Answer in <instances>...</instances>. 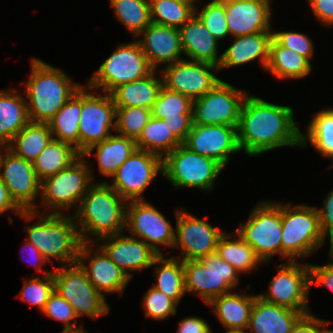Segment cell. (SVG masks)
Instances as JSON below:
<instances>
[{
	"mask_svg": "<svg viewBox=\"0 0 333 333\" xmlns=\"http://www.w3.org/2000/svg\"><path fill=\"white\" fill-rule=\"evenodd\" d=\"M87 160L81 155L69 167L41 181V203L47 206L41 213L46 214L49 209L47 214H68L66 211L72 206L77 211L82 197L94 184V173Z\"/></svg>",
	"mask_w": 333,
	"mask_h": 333,
	"instance_id": "6",
	"label": "cell"
},
{
	"mask_svg": "<svg viewBox=\"0 0 333 333\" xmlns=\"http://www.w3.org/2000/svg\"><path fill=\"white\" fill-rule=\"evenodd\" d=\"M281 203L282 258L297 261L315 253L325 242L316 207Z\"/></svg>",
	"mask_w": 333,
	"mask_h": 333,
	"instance_id": "5",
	"label": "cell"
},
{
	"mask_svg": "<svg viewBox=\"0 0 333 333\" xmlns=\"http://www.w3.org/2000/svg\"><path fill=\"white\" fill-rule=\"evenodd\" d=\"M231 37L272 32L271 0H221Z\"/></svg>",
	"mask_w": 333,
	"mask_h": 333,
	"instance_id": "22",
	"label": "cell"
},
{
	"mask_svg": "<svg viewBox=\"0 0 333 333\" xmlns=\"http://www.w3.org/2000/svg\"><path fill=\"white\" fill-rule=\"evenodd\" d=\"M0 177L11 199L22 211L38 212L36 198L41 196V180L35 173L32 162L8 149L0 165Z\"/></svg>",
	"mask_w": 333,
	"mask_h": 333,
	"instance_id": "18",
	"label": "cell"
},
{
	"mask_svg": "<svg viewBox=\"0 0 333 333\" xmlns=\"http://www.w3.org/2000/svg\"><path fill=\"white\" fill-rule=\"evenodd\" d=\"M99 240L103 241L99 246L130 278L134 275L133 271L152 267L154 260L159 256L141 239L126 236L122 232L102 237Z\"/></svg>",
	"mask_w": 333,
	"mask_h": 333,
	"instance_id": "23",
	"label": "cell"
},
{
	"mask_svg": "<svg viewBox=\"0 0 333 333\" xmlns=\"http://www.w3.org/2000/svg\"><path fill=\"white\" fill-rule=\"evenodd\" d=\"M141 35L144 36L139 38V43L153 70L160 64L165 67L183 60L178 28L150 23L138 37Z\"/></svg>",
	"mask_w": 333,
	"mask_h": 333,
	"instance_id": "24",
	"label": "cell"
},
{
	"mask_svg": "<svg viewBox=\"0 0 333 333\" xmlns=\"http://www.w3.org/2000/svg\"><path fill=\"white\" fill-rule=\"evenodd\" d=\"M23 288L19 292V297L31 306H37L40 311L55 290L53 271L51 274L29 278L24 281Z\"/></svg>",
	"mask_w": 333,
	"mask_h": 333,
	"instance_id": "44",
	"label": "cell"
},
{
	"mask_svg": "<svg viewBox=\"0 0 333 333\" xmlns=\"http://www.w3.org/2000/svg\"><path fill=\"white\" fill-rule=\"evenodd\" d=\"M175 248H180L179 257L184 261L200 260L216 252L219 238L224 233L205 219H199L184 209L176 210Z\"/></svg>",
	"mask_w": 333,
	"mask_h": 333,
	"instance_id": "16",
	"label": "cell"
},
{
	"mask_svg": "<svg viewBox=\"0 0 333 333\" xmlns=\"http://www.w3.org/2000/svg\"><path fill=\"white\" fill-rule=\"evenodd\" d=\"M158 173L163 174V158L136 149L112 176L113 183L108 184L127 202L140 201L144 200L142 194Z\"/></svg>",
	"mask_w": 333,
	"mask_h": 333,
	"instance_id": "15",
	"label": "cell"
},
{
	"mask_svg": "<svg viewBox=\"0 0 333 333\" xmlns=\"http://www.w3.org/2000/svg\"><path fill=\"white\" fill-rule=\"evenodd\" d=\"M265 70L277 79H301L311 73L312 65L306 57L281 46L272 37L269 45V60Z\"/></svg>",
	"mask_w": 333,
	"mask_h": 333,
	"instance_id": "32",
	"label": "cell"
},
{
	"mask_svg": "<svg viewBox=\"0 0 333 333\" xmlns=\"http://www.w3.org/2000/svg\"><path fill=\"white\" fill-rule=\"evenodd\" d=\"M26 97L13 88L0 91V141L10 143L30 121Z\"/></svg>",
	"mask_w": 333,
	"mask_h": 333,
	"instance_id": "31",
	"label": "cell"
},
{
	"mask_svg": "<svg viewBox=\"0 0 333 333\" xmlns=\"http://www.w3.org/2000/svg\"><path fill=\"white\" fill-rule=\"evenodd\" d=\"M256 295L228 293L212 299L207 305L213 307V313L226 329H244L248 327L251 310Z\"/></svg>",
	"mask_w": 333,
	"mask_h": 333,
	"instance_id": "29",
	"label": "cell"
},
{
	"mask_svg": "<svg viewBox=\"0 0 333 333\" xmlns=\"http://www.w3.org/2000/svg\"><path fill=\"white\" fill-rule=\"evenodd\" d=\"M181 2H184L186 4H189L191 7H193L194 9L198 8L194 3H196V1L198 0H178Z\"/></svg>",
	"mask_w": 333,
	"mask_h": 333,
	"instance_id": "59",
	"label": "cell"
},
{
	"mask_svg": "<svg viewBox=\"0 0 333 333\" xmlns=\"http://www.w3.org/2000/svg\"><path fill=\"white\" fill-rule=\"evenodd\" d=\"M330 263L326 265L308 264L310 271V287L314 284L326 286L333 292V254L329 253Z\"/></svg>",
	"mask_w": 333,
	"mask_h": 333,
	"instance_id": "49",
	"label": "cell"
},
{
	"mask_svg": "<svg viewBox=\"0 0 333 333\" xmlns=\"http://www.w3.org/2000/svg\"><path fill=\"white\" fill-rule=\"evenodd\" d=\"M176 333H213L208 322L197 316L186 317L179 322Z\"/></svg>",
	"mask_w": 333,
	"mask_h": 333,
	"instance_id": "54",
	"label": "cell"
},
{
	"mask_svg": "<svg viewBox=\"0 0 333 333\" xmlns=\"http://www.w3.org/2000/svg\"><path fill=\"white\" fill-rule=\"evenodd\" d=\"M126 229L141 239L157 254L163 255L159 245L173 247L175 230L159 210L146 200L129 201L126 207Z\"/></svg>",
	"mask_w": 333,
	"mask_h": 333,
	"instance_id": "17",
	"label": "cell"
},
{
	"mask_svg": "<svg viewBox=\"0 0 333 333\" xmlns=\"http://www.w3.org/2000/svg\"><path fill=\"white\" fill-rule=\"evenodd\" d=\"M80 156L73 145L52 139L32 163L35 173L42 181L69 167Z\"/></svg>",
	"mask_w": 333,
	"mask_h": 333,
	"instance_id": "35",
	"label": "cell"
},
{
	"mask_svg": "<svg viewBox=\"0 0 333 333\" xmlns=\"http://www.w3.org/2000/svg\"><path fill=\"white\" fill-rule=\"evenodd\" d=\"M315 17L322 25H333V0H308Z\"/></svg>",
	"mask_w": 333,
	"mask_h": 333,
	"instance_id": "52",
	"label": "cell"
},
{
	"mask_svg": "<svg viewBox=\"0 0 333 333\" xmlns=\"http://www.w3.org/2000/svg\"><path fill=\"white\" fill-rule=\"evenodd\" d=\"M174 136L183 143L191 130L193 121L189 117L163 118Z\"/></svg>",
	"mask_w": 333,
	"mask_h": 333,
	"instance_id": "53",
	"label": "cell"
},
{
	"mask_svg": "<svg viewBox=\"0 0 333 333\" xmlns=\"http://www.w3.org/2000/svg\"><path fill=\"white\" fill-rule=\"evenodd\" d=\"M62 333H88L83 329L76 330V331H62Z\"/></svg>",
	"mask_w": 333,
	"mask_h": 333,
	"instance_id": "60",
	"label": "cell"
},
{
	"mask_svg": "<svg viewBox=\"0 0 333 333\" xmlns=\"http://www.w3.org/2000/svg\"><path fill=\"white\" fill-rule=\"evenodd\" d=\"M151 23L182 27L195 13L189 4L178 0H149Z\"/></svg>",
	"mask_w": 333,
	"mask_h": 333,
	"instance_id": "41",
	"label": "cell"
},
{
	"mask_svg": "<svg viewBox=\"0 0 333 333\" xmlns=\"http://www.w3.org/2000/svg\"><path fill=\"white\" fill-rule=\"evenodd\" d=\"M331 322L316 318L311 313L303 315L292 327L290 333H323L325 324Z\"/></svg>",
	"mask_w": 333,
	"mask_h": 333,
	"instance_id": "51",
	"label": "cell"
},
{
	"mask_svg": "<svg viewBox=\"0 0 333 333\" xmlns=\"http://www.w3.org/2000/svg\"><path fill=\"white\" fill-rule=\"evenodd\" d=\"M272 37L284 47L297 52L298 54L306 57L311 61V57L314 54V46L312 39L306 34L296 31H279L272 32Z\"/></svg>",
	"mask_w": 333,
	"mask_h": 333,
	"instance_id": "48",
	"label": "cell"
},
{
	"mask_svg": "<svg viewBox=\"0 0 333 333\" xmlns=\"http://www.w3.org/2000/svg\"><path fill=\"white\" fill-rule=\"evenodd\" d=\"M53 135L48 123L29 122L9 143V150L26 161L33 162Z\"/></svg>",
	"mask_w": 333,
	"mask_h": 333,
	"instance_id": "37",
	"label": "cell"
},
{
	"mask_svg": "<svg viewBox=\"0 0 333 333\" xmlns=\"http://www.w3.org/2000/svg\"><path fill=\"white\" fill-rule=\"evenodd\" d=\"M193 110L194 100L163 85L150 112L152 117L159 119L189 117L193 121Z\"/></svg>",
	"mask_w": 333,
	"mask_h": 333,
	"instance_id": "42",
	"label": "cell"
},
{
	"mask_svg": "<svg viewBox=\"0 0 333 333\" xmlns=\"http://www.w3.org/2000/svg\"><path fill=\"white\" fill-rule=\"evenodd\" d=\"M182 144L192 152L217 161L223 168L231 154L240 152L237 126L192 124Z\"/></svg>",
	"mask_w": 333,
	"mask_h": 333,
	"instance_id": "21",
	"label": "cell"
},
{
	"mask_svg": "<svg viewBox=\"0 0 333 333\" xmlns=\"http://www.w3.org/2000/svg\"><path fill=\"white\" fill-rule=\"evenodd\" d=\"M115 16L137 39L151 23L149 0H110Z\"/></svg>",
	"mask_w": 333,
	"mask_h": 333,
	"instance_id": "40",
	"label": "cell"
},
{
	"mask_svg": "<svg viewBox=\"0 0 333 333\" xmlns=\"http://www.w3.org/2000/svg\"><path fill=\"white\" fill-rule=\"evenodd\" d=\"M53 278L55 290L69 302L78 318L86 315L96 319L110 312L106 297L94 288L78 262L57 266Z\"/></svg>",
	"mask_w": 333,
	"mask_h": 333,
	"instance_id": "11",
	"label": "cell"
},
{
	"mask_svg": "<svg viewBox=\"0 0 333 333\" xmlns=\"http://www.w3.org/2000/svg\"><path fill=\"white\" fill-rule=\"evenodd\" d=\"M142 305L144 311H146L145 317H151L155 320H164L170 315H175L178 306L173 299L154 287H151L147 293H145Z\"/></svg>",
	"mask_w": 333,
	"mask_h": 333,
	"instance_id": "47",
	"label": "cell"
},
{
	"mask_svg": "<svg viewBox=\"0 0 333 333\" xmlns=\"http://www.w3.org/2000/svg\"><path fill=\"white\" fill-rule=\"evenodd\" d=\"M160 265V266H158ZM156 284L152 287L173 299L177 304L186 294L184 267L181 259L159 255L153 262Z\"/></svg>",
	"mask_w": 333,
	"mask_h": 333,
	"instance_id": "36",
	"label": "cell"
},
{
	"mask_svg": "<svg viewBox=\"0 0 333 333\" xmlns=\"http://www.w3.org/2000/svg\"><path fill=\"white\" fill-rule=\"evenodd\" d=\"M41 312L54 320L60 321L61 323L63 322V331H76L84 328L81 325L77 327L76 323L78 322V317L73 307L56 290L50 295L49 300ZM72 320L75 321L71 323Z\"/></svg>",
	"mask_w": 333,
	"mask_h": 333,
	"instance_id": "46",
	"label": "cell"
},
{
	"mask_svg": "<svg viewBox=\"0 0 333 333\" xmlns=\"http://www.w3.org/2000/svg\"><path fill=\"white\" fill-rule=\"evenodd\" d=\"M223 167L215 160L189 150L183 144L163 158V176L177 188L211 191Z\"/></svg>",
	"mask_w": 333,
	"mask_h": 333,
	"instance_id": "10",
	"label": "cell"
},
{
	"mask_svg": "<svg viewBox=\"0 0 333 333\" xmlns=\"http://www.w3.org/2000/svg\"><path fill=\"white\" fill-rule=\"evenodd\" d=\"M153 70L148 76L115 88L110 95L116 107H143L151 109L163 87V78H156Z\"/></svg>",
	"mask_w": 333,
	"mask_h": 333,
	"instance_id": "28",
	"label": "cell"
},
{
	"mask_svg": "<svg viewBox=\"0 0 333 333\" xmlns=\"http://www.w3.org/2000/svg\"><path fill=\"white\" fill-rule=\"evenodd\" d=\"M195 14L218 41L230 36L226 24L225 4L221 0H211L203 5L201 10L196 8Z\"/></svg>",
	"mask_w": 333,
	"mask_h": 333,
	"instance_id": "45",
	"label": "cell"
},
{
	"mask_svg": "<svg viewBox=\"0 0 333 333\" xmlns=\"http://www.w3.org/2000/svg\"><path fill=\"white\" fill-rule=\"evenodd\" d=\"M293 110L248 94L241 106L237 126L240 150L251 157L280 147H300L301 131Z\"/></svg>",
	"mask_w": 333,
	"mask_h": 333,
	"instance_id": "1",
	"label": "cell"
},
{
	"mask_svg": "<svg viewBox=\"0 0 333 333\" xmlns=\"http://www.w3.org/2000/svg\"><path fill=\"white\" fill-rule=\"evenodd\" d=\"M31 74L23 83L30 122L47 123L82 85L42 59L32 58Z\"/></svg>",
	"mask_w": 333,
	"mask_h": 333,
	"instance_id": "3",
	"label": "cell"
},
{
	"mask_svg": "<svg viewBox=\"0 0 333 333\" xmlns=\"http://www.w3.org/2000/svg\"><path fill=\"white\" fill-rule=\"evenodd\" d=\"M322 207L323 208L316 207L320 227L325 238L329 236V241L331 243L333 241V190L327 194L323 201Z\"/></svg>",
	"mask_w": 333,
	"mask_h": 333,
	"instance_id": "50",
	"label": "cell"
},
{
	"mask_svg": "<svg viewBox=\"0 0 333 333\" xmlns=\"http://www.w3.org/2000/svg\"><path fill=\"white\" fill-rule=\"evenodd\" d=\"M330 254H333V241L330 243V250H329Z\"/></svg>",
	"mask_w": 333,
	"mask_h": 333,
	"instance_id": "62",
	"label": "cell"
},
{
	"mask_svg": "<svg viewBox=\"0 0 333 333\" xmlns=\"http://www.w3.org/2000/svg\"><path fill=\"white\" fill-rule=\"evenodd\" d=\"M151 117L150 109L137 106L116 107L115 131L136 141Z\"/></svg>",
	"mask_w": 333,
	"mask_h": 333,
	"instance_id": "43",
	"label": "cell"
},
{
	"mask_svg": "<svg viewBox=\"0 0 333 333\" xmlns=\"http://www.w3.org/2000/svg\"><path fill=\"white\" fill-rule=\"evenodd\" d=\"M97 245L96 242H82L77 262L85 270L94 288L104 296L111 293L124 294L131 278Z\"/></svg>",
	"mask_w": 333,
	"mask_h": 333,
	"instance_id": "20",
	"label": "cell"
},
{
	"mask_svg": "<svg viewBox=\"0 0 333 333\" xmlns=\"http://www.w3.org/2000/svg\"><path fill=\"white\" fill-rule=\"evenodd\" d=\"M278 274L271 280L267 294H259L263 300L299 311L303 315L311 313L308 308L310 271L306 263L286 261L276 266Z\"/></svg>",
	"mask_w": 333,
	"mask_h": 333,
	"instance_id": "13",
	"label": "cell"
},
{
	"mask_svg": "<svg viewBox=\"0 0 333 333\" xmlns=\"http://www.w3.org/2000/svg\"><path fill=\"white\" fill-rule=\"evenodd\" d=\"M81 87L73 93L59 111L47 122L53 139L73 145L79 152V122Z\"/></svg>",
	"mask_w": 333,
	"mask_h": 333,
	"instance_id": "33",
	"label": "cell"
},
{
	"mask_svg": "<svg viewBox=\"0 0 333 333\" xmlns=\"http://www.w3.org/2000/svg\"><path fill=\"white\" fill-rule=\"evenodd\" d=\"M233 235L224 233L219 238L216 254L225 262L233 266L240 274H249L251 270H258L257 266L263 263L253 248L235 232Z\"/></svg>",
	"mask_w": 333,
	"mask_h": 333,
	"instance_id": "34",
	"label": "cell"
},
{
	"mask_svg": "<svg viewBox=\"0 0 333 333\" xmlns=\"http://www.w3.org/2000/svg\"><path fill=\"white\" fill-rule=\"evenodd\" d=\"M152 71L137 39L131 43L119 44L89 78L87 85L97 92L101 89L103 93L110 94L118 86L142 79Z\"/></svg>",
	"mask_w": 333,
	"mask_h": 333,
	"instance_id": "7",
	"label": "cell"
},
{
	"mask_svg": "<svg viewBox=\"0 0 333 333\" xmlns=\"http://www.w3.org/2000/svg\"><path fill=\"white\" fill-rule=\"evenodd\" d=\"M300 147H307L310 142L318 153L323 157L333 160V108L321 110L313 114L312 120L307 127V134L301 132ZM333 167V164L328 168Z\"/></svg>",
	"mask_w": 333,
	"mask_h": 333,
	"instance_id": "38",
	"label": "cell"
},
{
	"mask_svg": "<svg viewBox=\"0 0 333 333\" xmlns=\"http://www.w3.org/2000/svg\"><path fill=\"white\" fill-rule=\"evenodd\" d=\"M302 316L299 311L267 302L256 295L247 329L251 333H290Z\"/></svg>",
	"mask_w": 333,
	"mask_h": 333,
	"instance_id": "26",
	"label": "cell"
},
{
	"mask_svg": "<svg viewBox=\"0 0 333 333\" xmlns=\"http://www.w3.org/2000/svg\"><path fill=\"white\" fill-rule=\"evenodd\" d=\"M186 293H197L208 304L212 299L233 292L239 283V272L216 253L200 260L183 262Z\"/></svg>",
	"mask_w": 333,
	"mask_h": 333,
	"instance_id": "8",
	"label": "cell"
},
{
	"mask_svg": "<svg viewBox=\"0 0 333 333\" xmlns=\"http://www.w3.org/2000/svg\"><path fill=\"white\" fill-rule=\"evenodd\" d=\"M13 211L17 216L20 215L22 210L15 204V202L11 199L6 185L3 183L0 177V214L7 212V211Z\"/></svg>",
	"mask_w": 333,
	"mask_h": 333,
	"instance_id": "56",
	"label": "cell"
},
{
	"mask_svg": "<svg viewBox=\"0 0 333 333\" xmlns=\"http://www.w3.org/2000/svg\"><path fill=\"white\" fill-rule=\"evenodd\" d=\"M127 203L107 181L94 183L73 214L81 241L98 243L102 237L123 232Z\"/></svg>",
	"mask_w": 333,
	"mask_h": 333,
	"instance_id": "2",
	"label": "cell"
},
{
	"mask_svg": "<svg viewBox=\"0 0 333 333\" xmlns=\"http://www.w3.org/2000/svg\"><path fill=\"white\" fill-rule=\"evenodd\" d=\"M139 150H145L164 158L182 143L174 136L163 119L151 117L135 141Z\"/></svg>",
	"mask_w": 333,
	"mask_h": 333,
	"instance_id": "39",
	"label": "cell"
},
{
	"mask_svg": "<svg viewBox=\"0 0 333 333\" xmlns=\"http://www.w3.org/2000/svg\"><path fill=\"white\" fill-rule=\"evenodd\" d=\"M24 248H26L27 253L26 254L29 256V259H27V262L30 263L31 265L34 266V268L38 269L39 271H42L44 276L51 274L52 272H48L43 267L42 265L47 263V260L44 258V256L38 251V249L32 245L30 242L26 241L24 242ZM22 248V249H24ZM23 259V258H22ZM33 259V260H32ZM25 260V259H24Z\"/></svg>",
	"mask_w": 333,
	"mask_h": 333,
	"instance_id": "55",
	"label": "cell"
},
{
	"mask_svg": "<svg viewBox=\"0 0 333 333\" xmlns=\"http://www.w3.org/2000/svg\"><path fill=\"white\" fill-rule=\"evenodd\" d=\"M247 92L225 81L194 100L193 124L238 126L241 106Z\"/></svg>",
	"mask_w": 333,
	"mask_h": 333,
	"instance_id": "14",
	"label": "cell"
},
{
	"mask_svg": "<svg viewBox=\"0 0 333 333\" xmlns=\"http://www.w3.org/2000/svg\"><path fill=\"white\" fill-rule=\"evenodd\" d=\"M115 119L116 106L109 93L97 96L88 85L81 86L79 153L82 155L89 147L107 139L111 130L115 131Z\"/></svg>",
	"mask_w": 333,
	"mask_h": 333,
	"instance_id": "12",
	"label": "cell"
},
{
	"mask_svg": "<svg viewBox=\"0 0 333 333\" xmlns=\"http://www.w3.org/2000/svg\"><path fill=\"white\" fill-rule=\"evenodd\" d=\"M218 66L183 59L162 68L163 85L196 100L212 90L221 79L214 75Z\"/></svg>",
	"mask_w": 333,
	"mask_h": 333,
	"instance_id": "19",
	"label": "cell"
},
{
	"mask_svg": "<svg viewBox=\"0 0 333 333\" xmlns=\"http://www.w3.org/2000/svg\"><path fill=\"white\" fill-rule=\"evenodd\" d=\"M0 147H2V148H0V165H1V162H2L3 157H4L3 154H5L8 151L9 144L6 143V142L0 141Z\"/></svg>",
	"mask_w": 333,
	"mask_h": 333,
	"instance_id": "57",
	"label": "cell"
},
{
	"mask_svg": "<svg viewBox=\"0 0 333 333\" xmlns=\"http://www.w3.org/2000/svg\"><path fill=\"white\" fill-rule=\"evenodd\" d=\"M94 149L96 150L95 155L100 174L112 178L117 169L128 159L137 147L135 140L119 135L116 132L115 135L111 134L102 142L89 147L82 156H91Z\"/></svg>",
	"mask_w": 333,
	"mask_h": 333,
	"instance_id": "30",
	"label": "cell"
},
{
	"mask_svg": "<svg viewBox=\"0 0 333 333\" xmlns=\"http://www.w3.org/2000/svg\"><path fill=\"white\" fill-rule=\"evenodd\" d=\"M183 55L190 61L206 62L219 66L218 43L200 18L194 15L179 28Z\"/></svg>",
	"mask_w": 333,
	"mask_h": 333,
	"instance_id": "25",
	"label": "cell"
},
{
	"mask_svg": "<svg viewBox=\"0 0 333 333\" xmlns=\"http://www.w3.org/2000/svg\"><path fill=\"white\" fill-rule=\"evenodd\" d=\"M236 232L263 263L271 261L277 253L282 257L281 203L268 200L259 202Z\"/></svg>",
	"mask_w": 333,
	"mask_h": 333,
	"instance_id": "9",
	"label": "cell"
},
{
	"mask_svg": "<svg viewBox=\"0 0 333 333\" xmlns=\"http://www.w3.org/2000/svg\"><path fill=\"white\" fill-rule=\"evenodd\" d=\"M226 333H248V329L246 330V328L244 329H226ZM246 331V332H245Z\"/></svg>",
	"mask_w": 333,
	"mask_h": 333,
	"instance_id": "58",
	"label": "cell"
},
{
	"mask_svg": "<svg viewBox=\"0 0 333 333\" xmlns=\"http://www.w3.org/2000/svg\"><path fill=\"white\" fill-rule=\"evenodd\" d=\"M36 211H22L20 218L30 221L38 217L33 225H26L27 241L34 245L52 264V258L59 261V266L76 263L82 244L73 215L43 214Z\"/></svg>",
	"mask_w": 333,
	"mask_h": 333,
	"instance_id": "4",
	"label": "cell"
},
{
	"mask_svg": "<svg viewBox=\"0 0 333 333\" xmlns=\"http://www.w3.org/2000/svg\"><path fill=\"white\" fill-rule=\"evenodd\" d=\"M328 324H325V328H324V331H323V333H333V329H328L326 326H327Z\"/></svg>",
	"mask_w": 333,
	"mask_h": 333,
	"instance_id": "61",
	"label": "cell"
},
{
	"mask_svg": "<svg viewBox=\"0 0 333 333\" xmlns=\"http://www.w3.org/2000/svg\"><path fill=\"white\" fill-rule=\"evenodd\" d=\"M272 32H259L234 37V41L221 55L219 71L224 68L241 66L259 59L265 70L269 60V45Z\"/></svg>",
	"mask_w": 333,
	"mask_h": 333,
	"instance_id": "27",
	"label": "cell"
}]
</instances>
